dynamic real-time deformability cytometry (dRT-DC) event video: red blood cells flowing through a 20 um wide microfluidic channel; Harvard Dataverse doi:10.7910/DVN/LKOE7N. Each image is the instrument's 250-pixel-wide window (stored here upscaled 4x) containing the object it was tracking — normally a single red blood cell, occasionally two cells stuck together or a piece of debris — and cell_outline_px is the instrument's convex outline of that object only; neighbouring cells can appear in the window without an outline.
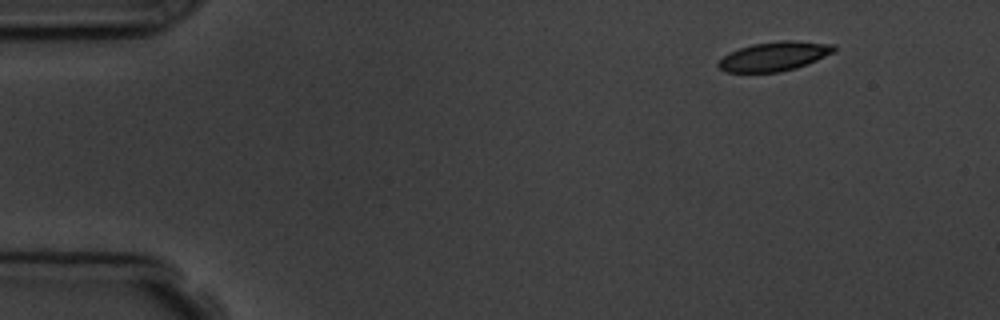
{"species": "common noctule bat (a hibernating species)", "species_latin": "Nyctalus noctula", "temperature_condition": "room temperature", "stored_images_in_passage": 4, "camera_frame_rate_fps": 3000, "um_per_image_px": 0.085, "animal": {"sex": "male", "body_mass_g": 19.5, "forearm_length_mm": 54.6}, "frame": {"image": 1, "passage_image": 1, "time_ms": 0.0, "image_size_px": [1000, 320], "cell_outline_px": [[836, 52], [808, 64], [796, 68], [780, 72], [724, 72], [716, 64], [716, 60], [728, 52], [752, 44], [780, 40], [792, 40], [836, 44]], "centroid_in_image_um": [65.81, 4.78], "position_along_channel_um": 19.2, "area_um2": 20.11}}
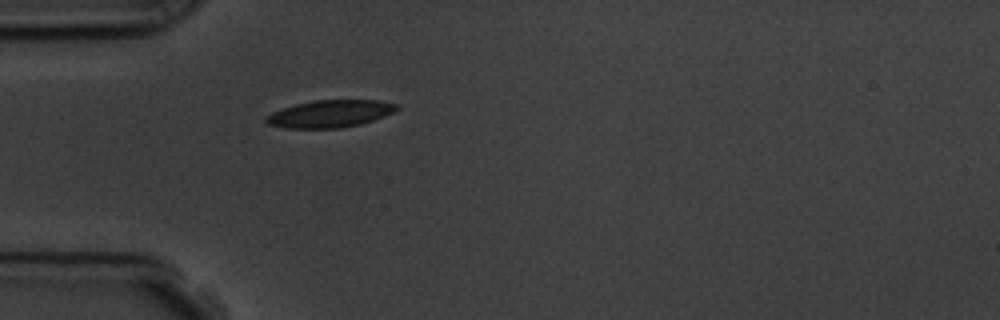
{"frame": {"image": 2, "passage_image": 4, "time_ms": 3.333, "image_size_px": [1000, 320], "cell_outline_px": [[400, 108], [384, 116], [360, 124], [340, 128], [288, 128], [268, 124], [264, 120], [264, 116], [272, 112], [296, 104], [316, 100], [376, 100], [396, 104]], "centroid_in_image_um": [28.03, 9.67], "position_along_channel_um": 57.0, "area_um2": 20.58}}